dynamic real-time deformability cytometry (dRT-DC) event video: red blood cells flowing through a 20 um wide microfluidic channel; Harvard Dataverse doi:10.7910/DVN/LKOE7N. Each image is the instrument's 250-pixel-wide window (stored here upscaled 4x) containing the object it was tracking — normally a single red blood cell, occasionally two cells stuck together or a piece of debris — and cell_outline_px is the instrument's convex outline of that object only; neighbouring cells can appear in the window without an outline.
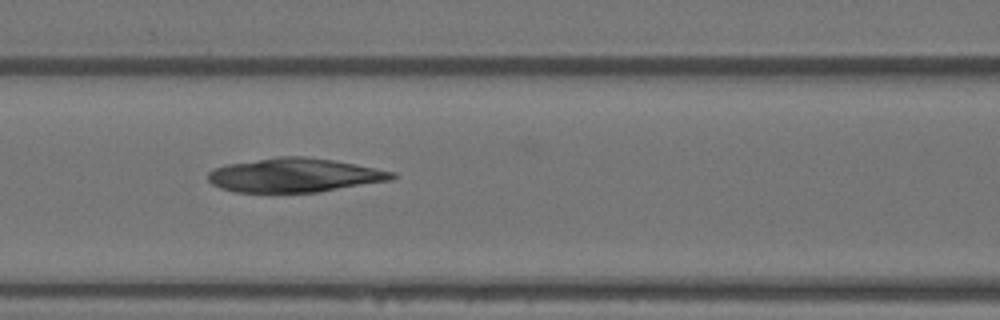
{"species": "Egyptian fruit bat (a non-hibernating species)", "species_latin": "Rousettus aegyptiacus", "temperature_condition": "warm", "stored_images_in_passage": 15, "camera_frame_rate_fps": 3000, "um_per_image_px": 0.085, "animal": {"sex": "female"}, "frame": {"image": 1, "passage_image": 5, "time_ms": 1.333, "image_size_px": [1000, 320], "cell_outline_px": [[396, 176], [392, 180], [320, 192], [236, 192], [220, 188], [212, 184], [208, 180], [208, 172], [216, 168], [228, 164], [280, 156], [304, 156], [332, 160], [356, 164], [396, 172]], "centroid_in_image_um": [25.07, 14.9], "position_along_channel_um": 141.5, "area_um2": 36.41}}
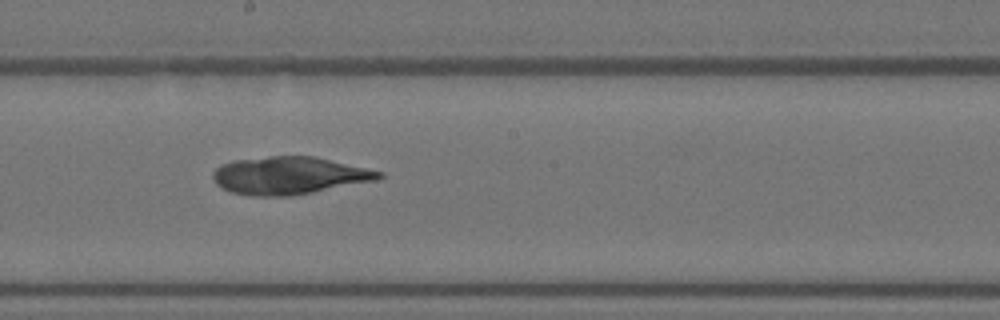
{"frame": {"image": 2, "passage_image": 7, "time_ms": 2.0, "image_size_px": [1000, 320], "cell_outline_px": [[384, 176], [376, 180], [292, 196], [252, 196], [232, 192], [216, 184], [212, 176], [212, 172], [220, 164], [232, 160], [268, 156], [316, 156], [384, 172]], "centroid_in_image_um": [24.56, 14.91], "position_along_channel_um": 223.6, "area_um2": 36.47}}